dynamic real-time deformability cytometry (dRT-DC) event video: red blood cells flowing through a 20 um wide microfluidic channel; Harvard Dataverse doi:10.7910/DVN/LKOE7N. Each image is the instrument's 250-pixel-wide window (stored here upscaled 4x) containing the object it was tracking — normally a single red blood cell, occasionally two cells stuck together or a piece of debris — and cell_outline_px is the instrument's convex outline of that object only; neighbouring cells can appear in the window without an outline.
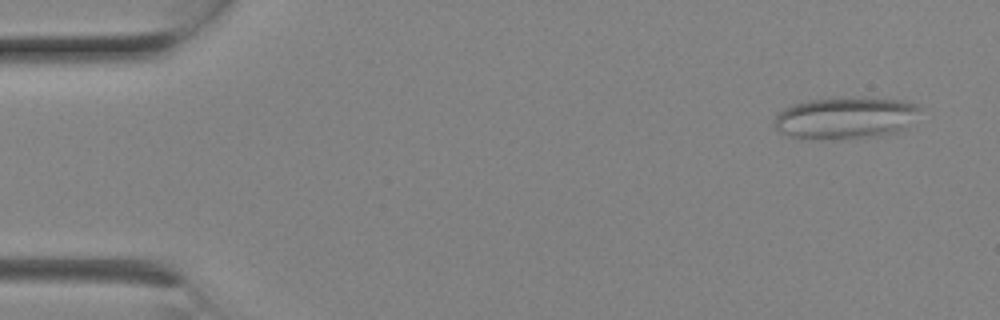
{"species": "Egyptian fruit bat (a non-hibernating species)", "species_latin": "Rousettus aegyptiacus", "temperature_condition": "room temperature", "stored_images_in_passage": 5, "camera_frame_rate_fps": 3000, "um_per_image_px": 0.085, "animal": {"sex": "female"}, "frame": {"image": 1, "passage_image": 1, "time_ms": 0.0, "image_size_px": [1000, 320], "cell_outline_px": [[924, 108], [908, 128], [896, 132], [880, 136], [792, 136], [776, 132], [776, 116], [784, 108], [808, 100], [852, 96], [904, 100], [916, 104]], "centroid_in_image_um": [72.0, 9.95], "position_along_channel_um": 13.0, "area_um2": 34.91}}